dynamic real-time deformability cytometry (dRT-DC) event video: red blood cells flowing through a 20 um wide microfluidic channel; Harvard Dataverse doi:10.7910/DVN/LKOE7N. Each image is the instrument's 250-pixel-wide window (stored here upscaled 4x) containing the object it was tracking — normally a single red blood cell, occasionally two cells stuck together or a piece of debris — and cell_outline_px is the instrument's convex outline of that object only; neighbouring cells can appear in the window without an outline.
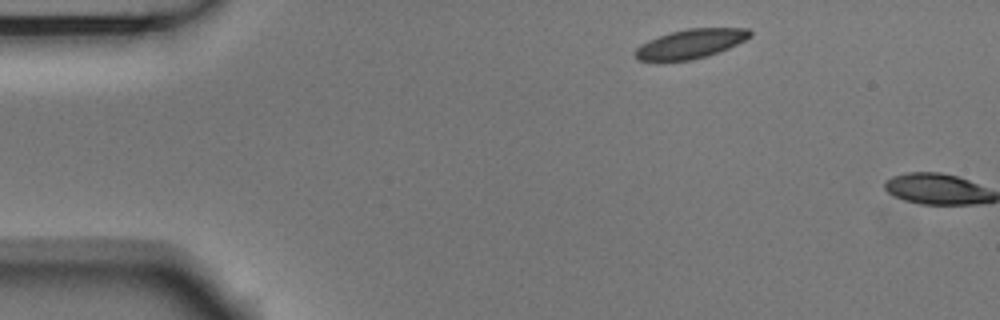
{"species": "Egyptian fruit bat (a non-hibernating species)", "species_latin": "Rousettus aegyptiacus", "temperature_condition": "room temperature", "stored_images_in_passage": 2, "camera_frame_rate_fps": 3000, "um_per_image_px": 0.085, "animal": {"sex": "male"}, "frame": {"image": 1, "passage_image": 1, "time_ms": 0.0, "image_size_px": [1000, 320], "cell_outline_px": [[752, 36], [728, 48], [692, 60], [636, 60], [632, 56], [632, 52], [640, 44], [648, 40], [672, 32], [688, 28], [748, 28], [752, 32]], "centroid_in_image_um": [58.66, 3.71], "position_along_channel_um": 26.3, "area_um2": 19.36}}